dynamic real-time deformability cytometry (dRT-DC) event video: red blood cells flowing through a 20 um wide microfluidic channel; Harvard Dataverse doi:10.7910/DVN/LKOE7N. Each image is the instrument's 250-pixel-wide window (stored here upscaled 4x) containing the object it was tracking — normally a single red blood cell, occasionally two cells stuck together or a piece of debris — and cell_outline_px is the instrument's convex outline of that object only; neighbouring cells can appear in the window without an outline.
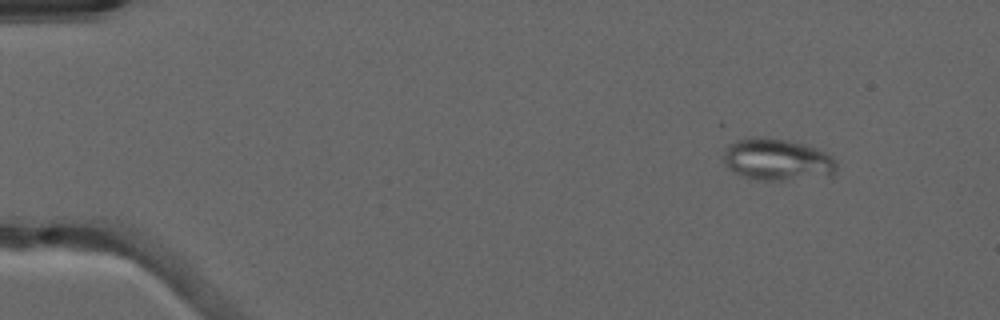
{"species": "common noctule bat (a hibernating species)", "species_latin": "Nyctalus noctula", "temperature_condition": "warm", "stored_images_in_passage": 46, "camera_frame_rate_fps": 3000, "um_per_image_px": 0.085, "animal": {"sex": "male", "forearm_length_mm": 52.5}, "frame": {"image": 1, "passage_image": 1, "time_ms": 0.0, "image_size_px": [1000, 320], "cell_outline_px": [[836, 168], [832, 176], [784, 180], [748, 180], [740, 176], [728, 168], [724, 164], [724, 152], [728, 144], [736, 140], [748, 136], [764, 136], [788, 140], [804, 144], [828, 152], [836, 160]], "centroid_in_image_um": [66.04, 13.56], "position_along_channel_um": 19.0, "area_um2": 28.32}}
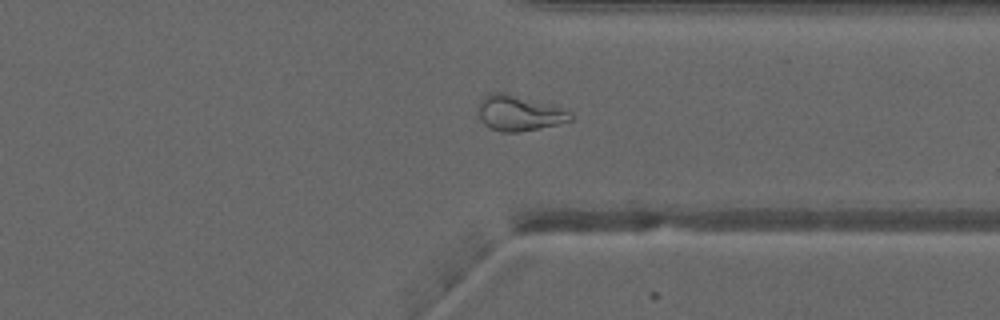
{"frame": {"image": 2, "passage_image": 35, "time_ms": 11.333, "image_size_px": [1000, 320], "cell_outline_px": [[572, 120], [556, 124], [516, 132], [500, 132], [484, 124], [480, 120], [480, 100], [484, 96], [492, 92], [504, 92], [560, 108], [572, 112]], "centroid_in_image_um": [44.09, 9.61], "position_along_channel_um": 367.3, "area_um2": 18.44}}
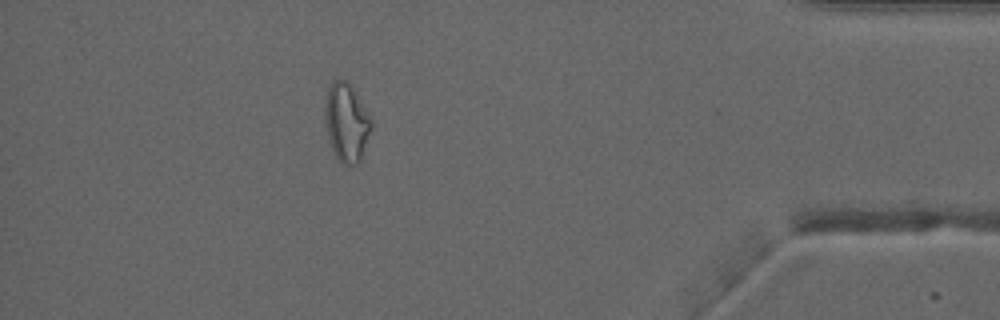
{"frame": {"image": 3, "passage_image": 41, "time_ms": 13.333, "image_size_px": [1000, 320], "cell_outline_px": [[372, 128], [364, 156], [356, 164], [340, 164], [332, 152], [328, 136], [324, 116], [324, 104], [328, 88], [332, 80], [348, 80], [372, 116]], "centroid_in_image_um": [29.47, 10.41], "position_along_channel_um": 405.7, "area_um2": 21.91}, "authors_computed_cell_mechanics": {"area_um2": 20.9525, "velocity_mm_per_s": 4.0519, "shape_relaxation_time_tau1_ms": null, "shape_relaxation_time_tau2_ms": 1.7404, "deformation_change_tau1": null, "deformation_change_tau2": 0.0836}}